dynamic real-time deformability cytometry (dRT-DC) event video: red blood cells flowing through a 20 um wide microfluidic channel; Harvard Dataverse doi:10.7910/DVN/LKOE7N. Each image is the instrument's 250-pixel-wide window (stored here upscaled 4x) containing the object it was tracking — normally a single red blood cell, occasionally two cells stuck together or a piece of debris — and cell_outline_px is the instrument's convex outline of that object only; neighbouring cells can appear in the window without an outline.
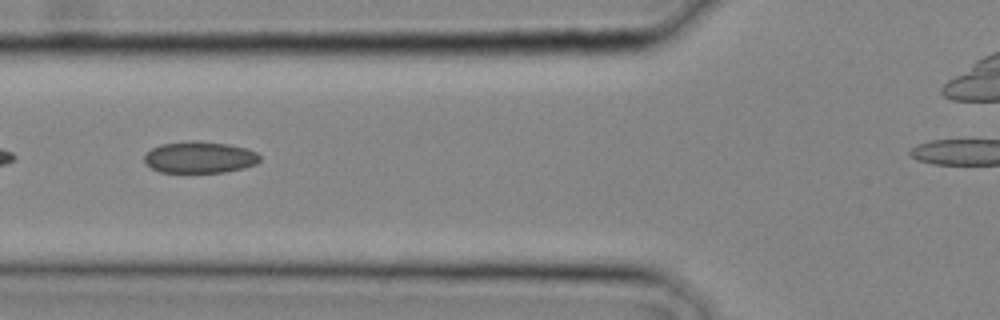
{"species": "common noctule bat (a hibernating species)", "species_latin": "Nyctalus noctula", "temperature_condition": "cold", "stored_images_in_passage": 20, "camera_frame_rate_fps": 3000, "um_per_image_px": 0.085, "animal": {"sex": "male", "body_mass_g": 20.4}, "frame": {"image": 1, "passage_image": 4, "time_ms": 1.0, "image_size_px": [1000, 320], "cell_outline_px": [[260, 160], [256, 164], [244, 168], [224, 172], [160, 172], [144, 164], [144, 156], [152, 148], [160, 144], [192, 140], [196, 140], [228, 144], [248, 148], [256, 152], [260, 156]], "centroid_in_image_um": [16.97, 13.36], "position_along_channel_um": 108.8, "area_um2": 21.44}}
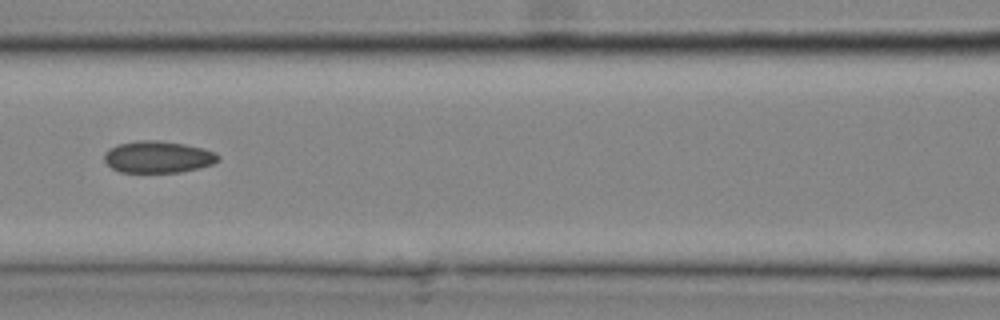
{"frame": {"image": 2, "passage_image": 6, "time_ms": 1.667, "image_size_px": [1000, 320], "cell_outline_px": [[220, 160], [212, 164], [200, 168], [180, 172], [120, 172], [112, 168], [104, 160], [104, 152], [108, 148], [120, 144], [140, 140], [156, 140], [184, 144], [204, 148], [216, 152], [220, 156]], "centroid_in_image_um": [13.45, 13.34], "position_along_channel_um": 153.1, "area_um2": 21.21}}
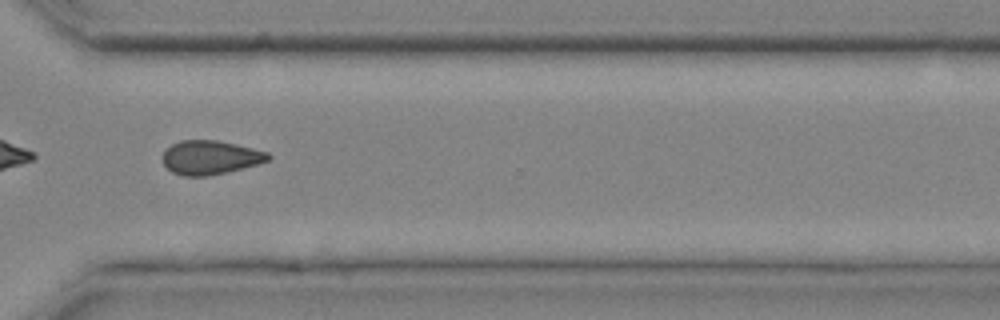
{"frame": {"image": 3, "passage_image": 15, "time_ms": 4.667, "image_size_px": [1000, 320], "cell_outline_px": [[272, 156], [268, 160], [256, 164], [208, 176], [184, 176], [172, 172], [160, 160], [164, 152], [172, 144], [180, 140], [216, 140], [236, 144], [268, 152]], "centroid_in_image_um": [17.83, 13.37], "position_along_channel_um": 352.8, "area_um2": 20.69}}